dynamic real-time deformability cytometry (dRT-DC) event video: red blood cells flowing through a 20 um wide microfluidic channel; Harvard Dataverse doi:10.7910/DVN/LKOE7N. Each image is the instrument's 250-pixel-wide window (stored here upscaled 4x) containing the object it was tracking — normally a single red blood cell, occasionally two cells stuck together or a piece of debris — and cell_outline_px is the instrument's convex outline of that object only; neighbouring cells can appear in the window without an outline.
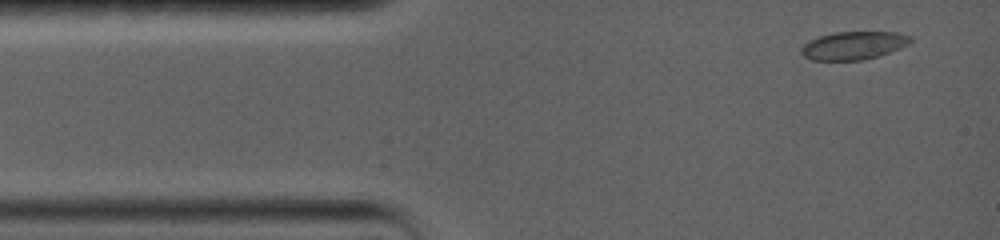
{"species": "common noctule bat (a hibernating species)", "species_latin": "Nyctalus noctula", "temperature_condition": "warm", "stored_images_in_passage": 41, "camera_frame_rate_fps": 5000, "um_per_image_px": 0.085, "animal": {"sex": "female", "body_mass_g": 19.0, "forearm_length_mm": 56.7}, "frame": {"image": 1, "passage_image": 2, "time_ms": 0.8, "image_size_px": [1000, 240], "cell_outline_px": [[912, 40], [908, 44], [900, 48], [876, 56], [860, 60], [812, 60], [804, 56], [800, 52], [800, 48], [808, 40], [820, 36], [836, 32], [896, 32], [912, 36]], "centroid_in_image_um": [72.53, 3.86], "position_along_channel_um": 12.5, "area_um2": 17.74}}
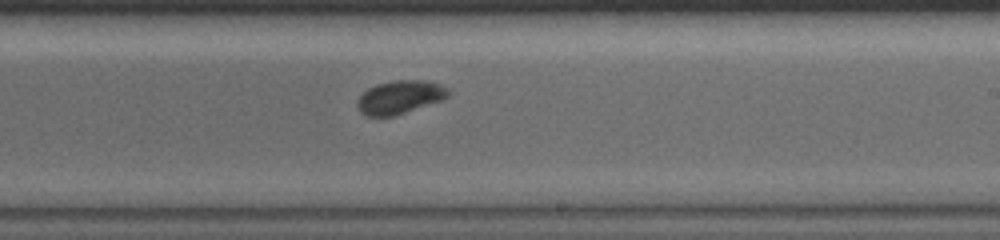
{"frame": {"image": 2, "passage_image": 24, "time_ms": 9.2, "image_size_px": [1000, 240], "cell_outline_px": [[452, 92], [444, 100], [396, 116], [364, 116], [360, 112], [356, 104], [360, 96], [368, 88], [376, 84], [396, 80], [424, 80], [440, 84], [448, 88]], "centroid_in_image_um": [34.02, 8.27], "position_along_channel_um": 255.0, "area_um2": 17.98}}
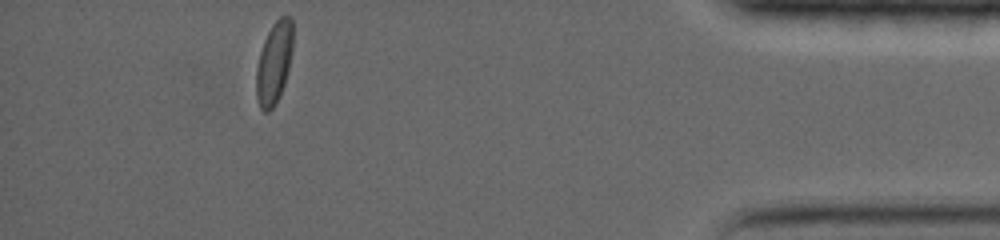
{"frame": {"image": 3, "passage_image": 41, "time_ms": 15.2, "image_size_px": [1000, 240], "cell_outline_px": [[292, 52], [284, 84], [280, 96], [276, 104], [268, 112], [264, 112], [260, 108], [256, 96], [256, 68], [260, 52], [264, 40], [272, 24], [280, 16], [288, 16], [292, 20]], "centroid_in_image_um": [23.28, 5.36], "position_along_channel_um": 411.9, "area_um2": 17.51}, "authors_computed_cell_mechanics": {"area_um2": 17.918, "velocity_mm_per_s": 3.5808, "shape_relaxation_time_tau1_ms": 4.8373, "shape_relaxation_time_tau2_ms": null, "deformation_change_tau1": 0.1164, "deformation_change_tau2": null}}